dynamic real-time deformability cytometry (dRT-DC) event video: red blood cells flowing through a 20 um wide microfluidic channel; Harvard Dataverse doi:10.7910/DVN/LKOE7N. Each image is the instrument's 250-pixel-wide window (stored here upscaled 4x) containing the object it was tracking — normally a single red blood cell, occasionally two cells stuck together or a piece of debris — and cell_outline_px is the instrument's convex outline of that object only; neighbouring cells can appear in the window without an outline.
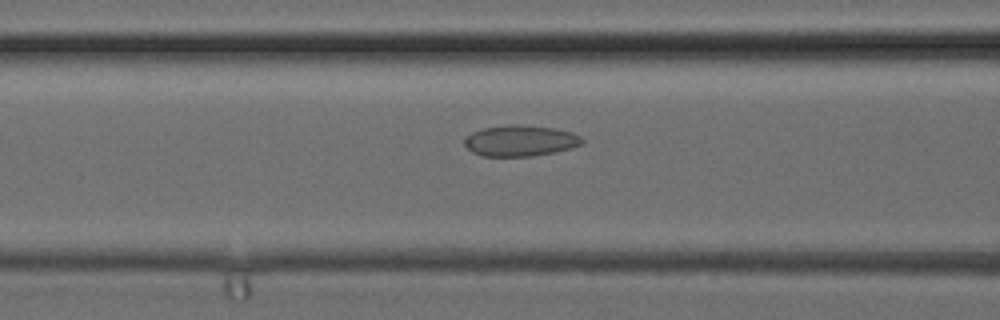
{"species": "common noctule bat (a hibernating species)", "species_latin": "Nyctalus noctula", "temperature_condition": "cold", "stored_images_in_passage": 24, "camera_frame_rate_fps": 3000, "um_per_image_px": 0.085, "animal": {"sex": "female", "body_mass_g": 24.6, "forearm_length_mm": 56.2}, "frame": {"image": 1, "passage_image": 8, "time_ms": 2.333, "image_size_px": [1000, 320], "cell_outline_px": [[584, 144], [572, 148], [556, 152], [532, 156], [480, 156], [472, 152], [464, 144], [464, 136], [472, 132], [484, 128], [516, 124], [552, 128], [572, 132], [580, 136], [584, 140]], "centroid_in_image_um": [44.23, 11.97], "position_along_channel_um": 122.4, "area_um2": 21.33}}
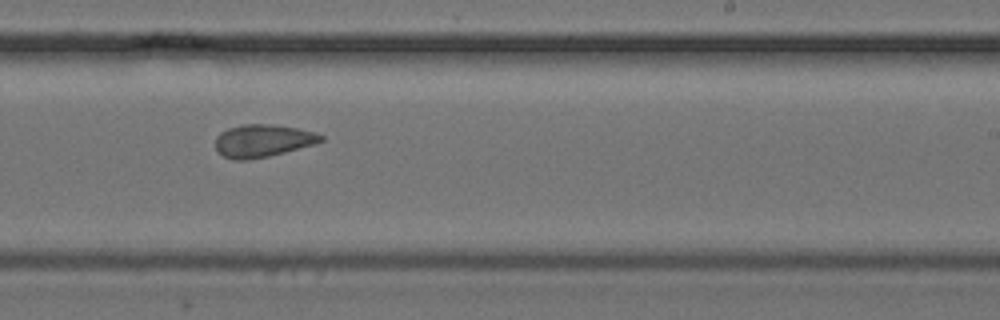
{"frame": {"image": 2, "passage_image": 16, "time_ms": 5.0, "image_size_px": [1000, 320], "cell_outline_px": [[324, 140], [316, 144], [268, 156], [248, 160], [232, 160], [224, 156], [216, 148], [216, 136], [220, 132], [228, 128], [240, 124], [272, 124], [300, 128], [316, 132], [324, 136]], "centroid_in_image_um": [22.36, 11.95], "position_along_channel_um": 266.6, "area_um2": 20.23}}
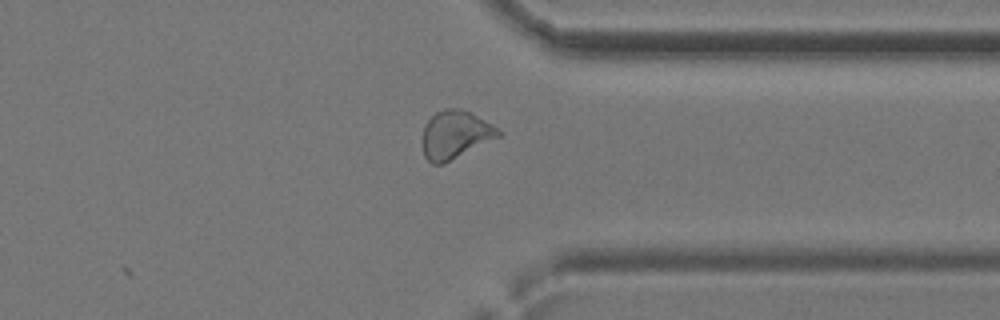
{"frame": {"image": 3, "passage_image": 22, "time_ms": 7.0, "image_size_px": [1000, 320], "cell_outline_px": [[504, 132], [500, 136], [444, 164], [432, 164], [424, 156], [424, 124], [436, 112], [444, 108], [456, 108], [472, 112], [492, 124]], "centroid_in_image_um": [38.73, 11.44], "position_along_channel_um": 372.7, "area_um2": 21.21}}